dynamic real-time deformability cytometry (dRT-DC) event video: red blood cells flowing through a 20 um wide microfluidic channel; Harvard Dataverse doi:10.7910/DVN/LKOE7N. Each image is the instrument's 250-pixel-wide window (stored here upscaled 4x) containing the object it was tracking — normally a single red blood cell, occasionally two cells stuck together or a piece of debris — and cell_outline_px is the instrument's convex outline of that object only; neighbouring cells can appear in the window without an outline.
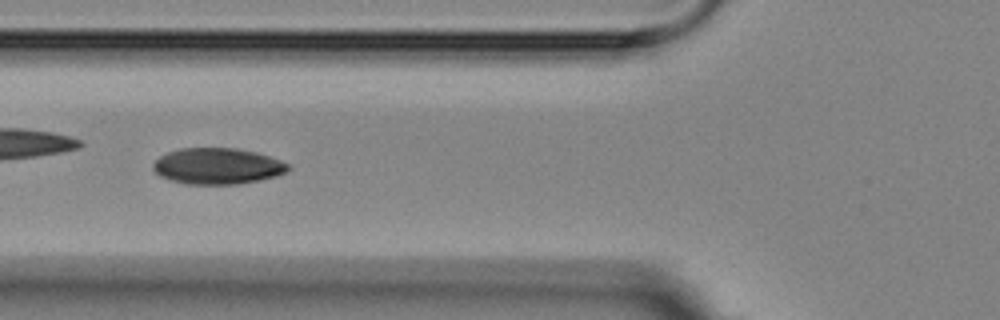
{"species": "Egyptian fruit bat (a non-hibernating species)", "species_latin": "Rousettus aegyptiacus", "temperature_condition": "room temperature", "stored_images_in_passage": 10, "camera_frame_rate_fps": 3000, "um_per_image_px": 0.085, "animal": {"sex": "female"}, "frame": {"image": 1, "passage_image": 6, "time_ms": 6.667, "image_size_px": [1000, 320], "cell_outline_px": [[292, 168], [288, 172], [276, 176], [260, 180], [240, 184], [184, 184], [168, 180], [160, 176], [152, 168], [152, 164], [160, 156], [168, 152], [180, 148], [236, 148], [256, 152], [280, 160], [288, 164]], "centroid_in_image_um": [18.49, 14.13], "position_along_channel_um": 107.3, "area_um2": 28.67}}
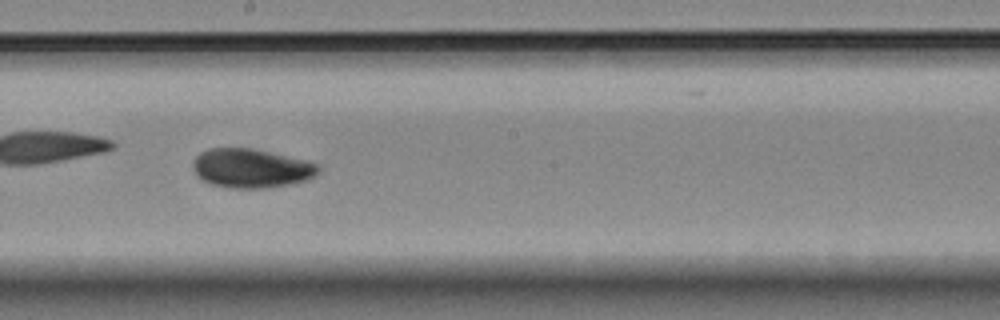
{"frame": {"image": 2, "passage_image": 9, "time_ms": 10.0, "image_size_px": [1000, 320], "cell_outline_px": [[320, 172], [316, 176], [308, 180], [268, 188], [228, 188], [212, 184], [204, 180], [192, 168], [192, 160], [200, 152], [208, 148], [252, 148], [308, 160], [320, 164]], "centroid_in_image_um": [21.4, 14.29], "position_along_channel_um": 226.8, "area_um2": 28.84}}